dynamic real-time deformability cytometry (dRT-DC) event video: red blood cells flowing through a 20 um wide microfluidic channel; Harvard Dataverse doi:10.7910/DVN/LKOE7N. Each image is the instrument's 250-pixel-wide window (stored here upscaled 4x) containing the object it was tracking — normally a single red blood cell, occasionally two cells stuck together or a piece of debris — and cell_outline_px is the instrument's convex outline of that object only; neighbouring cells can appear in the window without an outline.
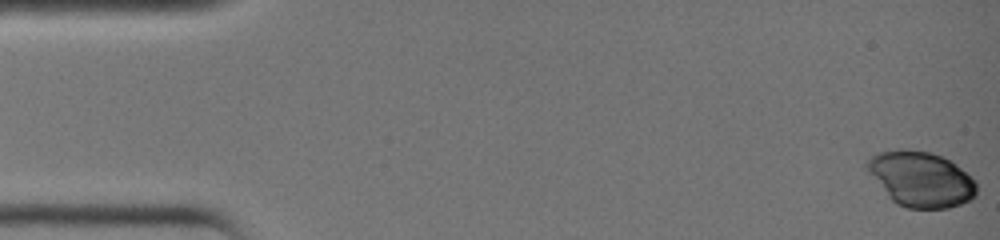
{"species": "common noctule bat (a hibernating species)", "species_latin": "Nyctalus noctula", "temperature_condition": "warm", "stored_images_in_passage": 37, "camera_frame_rate_fps": 3000, "um_per_image_px": 0.085, "animal": {"sex": "female", "body_mass_g": 19.0, "forearm_length_mm": 51.5}, "frame": {"image": 1, "passage_image": 1, "time_ms": 0.0, "image_size_px": [1000, 240], "cell_outline_px": [[976, 196], [972, 200], [948, 208], [908, 208], [896, 204], [888, 196], [864, 164], [876, 152], [900, 148], [904, 148], [932, 152], [956, 164], [976, 180]], "centroid_in_image_um": [78.3, 15.21], "position_along_channel_um": 6.7, "area_um2": 35.26}}